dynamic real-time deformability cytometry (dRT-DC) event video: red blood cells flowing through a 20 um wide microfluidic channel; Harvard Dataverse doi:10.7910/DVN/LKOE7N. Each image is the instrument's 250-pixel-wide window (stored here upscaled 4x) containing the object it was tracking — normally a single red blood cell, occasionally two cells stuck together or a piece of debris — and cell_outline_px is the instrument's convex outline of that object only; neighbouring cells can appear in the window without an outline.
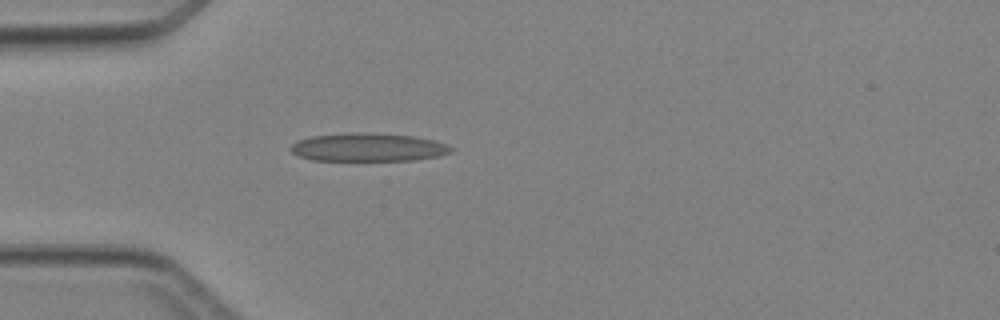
{"species": "Egyptian fruit bat (a non-hibernating species)", "species_latin": "Rousettus aegyptiacus", "temperature_condition": "cold", "stored_images_in_passage": 3, "camera_frame_rate_fps": 3000, "um_per_image_px": 0.085, "animal": {"sex": "female"}, "frame": {"image": 1, "passage_image": 3, "time_ms": 3.333, "image_size_px": [1000, 320], "cell_outline_px": [[456, 148], [452, 152], [440, 156], [416, 160], [312, 160], [296, 156], [288, 148], [292, 144], [300, 140], [312, 136], [352, 132], [356, 132], [412, 136], [436, 140], [448, 144]], "centroid_in_image_um": [31.33, 12.52], "position_along_channel_um": 53.7, "area_um2": 26.53}}